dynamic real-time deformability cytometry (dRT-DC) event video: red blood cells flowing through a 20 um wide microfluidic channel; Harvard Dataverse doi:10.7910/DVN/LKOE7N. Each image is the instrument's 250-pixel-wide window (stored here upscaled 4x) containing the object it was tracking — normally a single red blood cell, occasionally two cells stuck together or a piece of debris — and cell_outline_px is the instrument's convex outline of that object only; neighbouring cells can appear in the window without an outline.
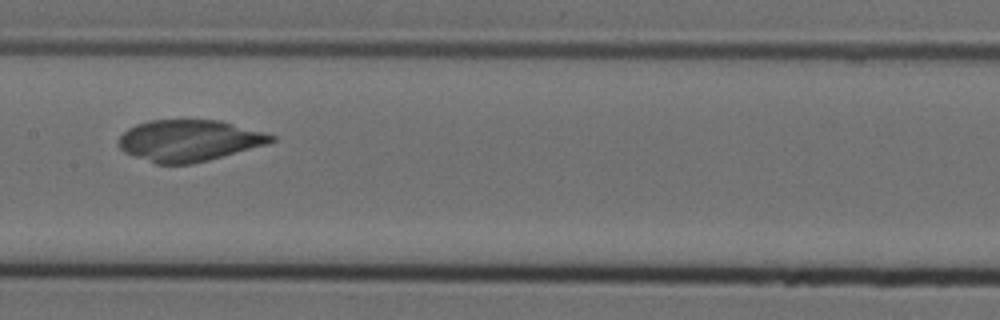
{"species": "Egyptian fruit bat (a non-hibernating species)", "species_latin": "Rousettus aegyptiacus", "temperature_condition": "cold", "stored_images_in_passage": 22, "camera_frame_rate_fps": 3000, "um_per_image_px": 0.085, "animal": {"sex": "female"}, "frame": {"image": 1, "passage_image": 13, "time_ms": 4.0, "image_size_px": [1000, 320], "cell_outline_px": [[276, 140], [268, 144], [208, 160], [192, 164], [156, 164], [124, 152], [120, 148], [120, 136], [128, 128], [136, 124], [148, 120], [220, 120], [264, 132], [276, 136]], "centroid_in_image_um": [16.09, 11.94], "position_along_channel_um": 191.3, "area_um2": 36.76}}
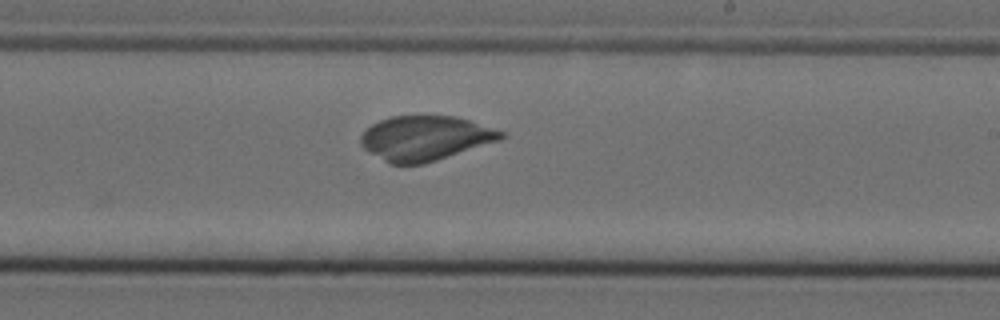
{"frame": {"image": 2, "passage_image": 18, "time_ms": 5.667, "image_size_px": [1000, 320], "cell_outline_px": [[508, 136], [500, 140], [424, 164], [392, 164], [384, 160], [364, 148], [360, 144], [360, 136], [372, 124], [380, 120], [392, 116], [456, 116], [508, 132]], "centroid_in_image_um": [36.19, 11.73], "position_along_channel_um": 252.8, "area_um2": 36.41}}
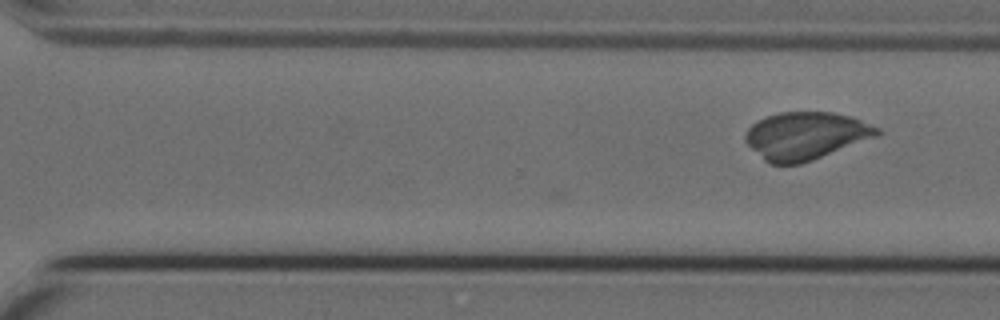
{"frame": {"image": 3, "passage_image": 22, "time_ms": 7.0, "image_size_px": [1000, 320], "cell_outline_px": [[880, 132], [876, 136], [812, 160], [800, 164], [768, 164], [744, 140], [744, 136], [748, 128], [756, 120], [780, 112], [832, 112], [852, 116], [880, 128]], "centroid_in_image_um": [68.46, 11.53], "position_along_channel_um": 302.1, "area_um2": 36.3}}